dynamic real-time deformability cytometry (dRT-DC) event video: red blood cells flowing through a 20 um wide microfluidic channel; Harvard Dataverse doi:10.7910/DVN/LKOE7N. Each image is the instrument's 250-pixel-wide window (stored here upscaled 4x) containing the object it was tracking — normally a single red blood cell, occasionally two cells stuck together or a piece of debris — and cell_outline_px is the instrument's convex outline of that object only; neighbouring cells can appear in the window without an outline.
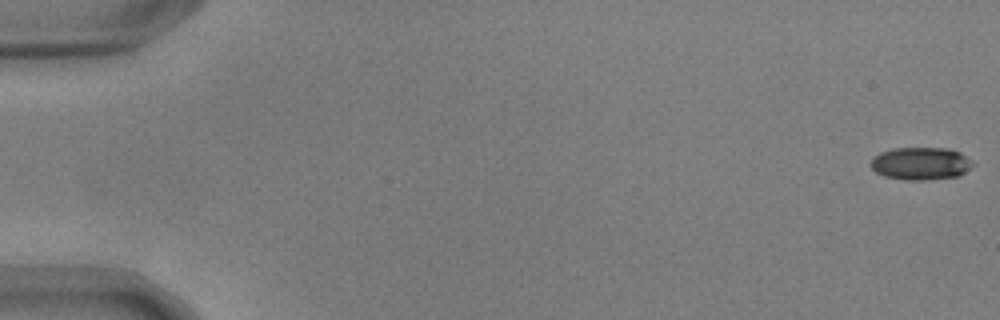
{"species": "common noctule bat (a hibernating species)", "species_latin": "Nyctalus noctula", "temperature_condition": "warm", "stored_images_in_passage": 55, "camera_frame_rate_fps": 3000, "um_per_image_px": 0.085, "animal": {"sex": "male", "body_mass_g": 17.9, "forearm_length_mm": 54.2}, "frame": {"image": 1, "passage_image": 1, "time_ms": 0.0, "image_size_px": [1000, 320], "cell_outline_px": [[976, 164], [960, 176], [924, 180], [908, 180], [884, 176], [876, 172], [868, 164], [872, 156], [880, 152], [896, 148], [948, 148], [960, 152], [972, 160]], "centroid_in_image_um": [78.27, 13.89], "position_along_channel_um": 6.7, "area_um2": 19.71}}
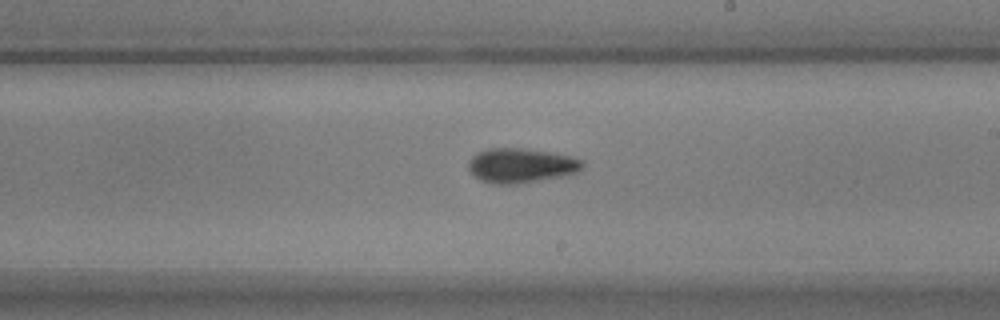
{"frame": {"image": 2, "passage_image": 33, "time_ms": 10.667, "image_size_px": [1000, 320], "cell_outline_px": [[584, 164], [576, 172], [560, 176], [516, 184], [492, 184], [480, 180], [472, 176], [468, 168], [468, 164], [472, 156], [476, 152], [488, 148], [520, 148], [548, 152], [572, 156], [584, 160]], "centroid_in_image_um": [44.23, 14.06], "position_along_channel_um": 244.8, "area_um2": 22.95}}
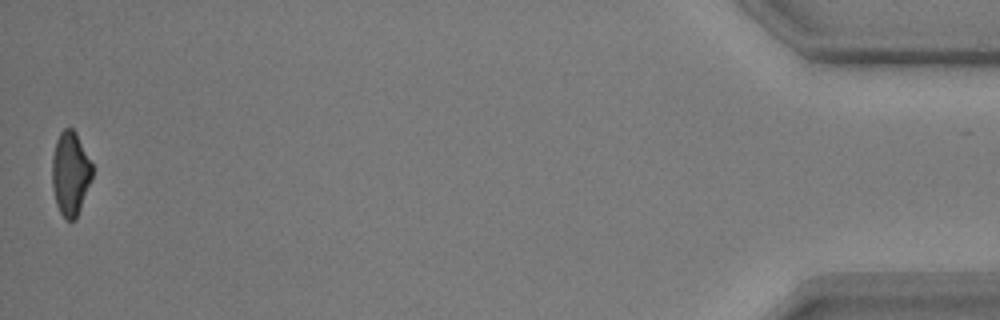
{"frame": {"image": 3, "passage_image": 55, "time_ms": 18.0, "image_size_px": [1000, 320], "cell_outline_px": [[92, 176], [76, 220], [68, 220], [60, 212], [56, 204], [52, 188], [52, 156], [56, 140], [60, 132], [64, 128], [72, 128], [76, 132], [92, 164]], "centroid_in_image_um": [5.96, 14.73], "position_along_channel_um": 429.2, "area_um2": 19.54}, "authors_computed_cell_mechanics": {"area_um2": 21.2126, "velocity_mm_per_s": 3.7033, "shape_relaxation_time_tau1_ms": 4.2313, "shape_relaxation_time_tau2_ms": 2.7951, "deformation_change_tau1": 0.1366, "deformation_change_tau2": 0.081}}